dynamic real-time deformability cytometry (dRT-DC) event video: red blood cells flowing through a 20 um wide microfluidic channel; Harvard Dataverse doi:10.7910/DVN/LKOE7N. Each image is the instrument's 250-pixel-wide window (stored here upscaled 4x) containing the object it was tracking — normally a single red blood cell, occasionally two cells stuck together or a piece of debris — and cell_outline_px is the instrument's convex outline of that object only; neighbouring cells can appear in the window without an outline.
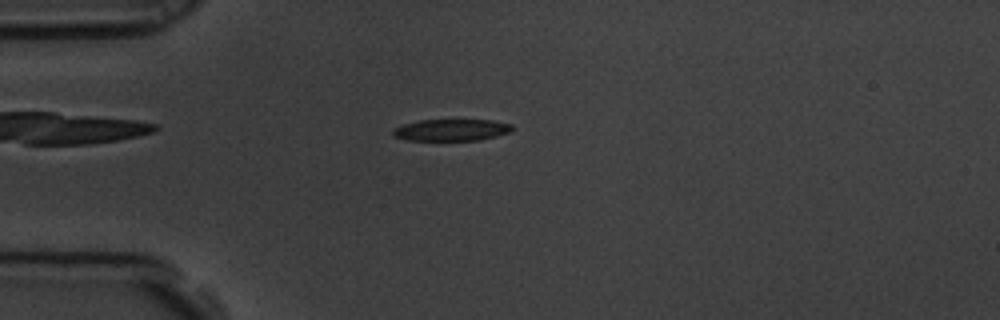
{"species": "common noctule bat (a hibernating species)", "species_latin": "Nyctalus noctula", "temperature_condition": "room temperature", "stored_images_in_passage": 4, "camera_frame_rate_fps": 3000, "um_per_image_px": 0.085, "animal": {"sex": "male", "body_mass_g": 19.5, "forearm_length_mm": 54.6}, "frame": {"image": 1, "passage_image": 3, "time_ms": 0.667, "image_size_px": [1000, 320], "cell_outline_px": [[512, 128], [508, 132], [496, 136], [480, 140], [408, 140], [392, 136], [392, 128], [404, 124], [420, 120], [492, 120], [512, 124]], "centroid_in_image_um": [38.33, 11.04], "position_along_channel_um": 46.7, "area_um2": 15.03}}